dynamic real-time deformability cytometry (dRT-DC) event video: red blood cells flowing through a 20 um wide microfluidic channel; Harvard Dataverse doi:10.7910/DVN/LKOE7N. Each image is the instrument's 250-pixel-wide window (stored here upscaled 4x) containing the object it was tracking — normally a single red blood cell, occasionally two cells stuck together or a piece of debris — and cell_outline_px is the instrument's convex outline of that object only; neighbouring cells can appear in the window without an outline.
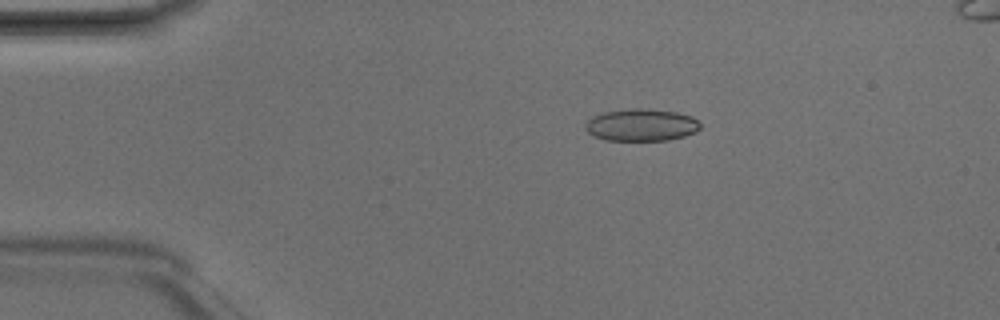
{"species": "Egyptian fruit bat (a non-hibernating species)", "species_latin": "Rousettus aegyptiacus", "temperature_condition": "room temperature", "stored_images_in_passage": 4, "camera_frame_rate_fps": 3000, "um_per_image_px": 0.085, "animal": {"sex": "male"}, "frame": {"image": 1, "passage_image": 4, "time_ms": 1.0, "image_size_px": [1000, 320], "cell_outline_px": [[700, 128], [696, 132], [684, 136], [668, 140], [604, 140], [592, 136], [584, 128], [584, 124], [592, 116], [604, 112], [632, 108], [648, 108], [676, 112], [692, 116], [700, 124]], "centroid_in_image_um": [54.49, 10.62], "position_along_channel_um": 30.5, "area_um2": 21.73}}